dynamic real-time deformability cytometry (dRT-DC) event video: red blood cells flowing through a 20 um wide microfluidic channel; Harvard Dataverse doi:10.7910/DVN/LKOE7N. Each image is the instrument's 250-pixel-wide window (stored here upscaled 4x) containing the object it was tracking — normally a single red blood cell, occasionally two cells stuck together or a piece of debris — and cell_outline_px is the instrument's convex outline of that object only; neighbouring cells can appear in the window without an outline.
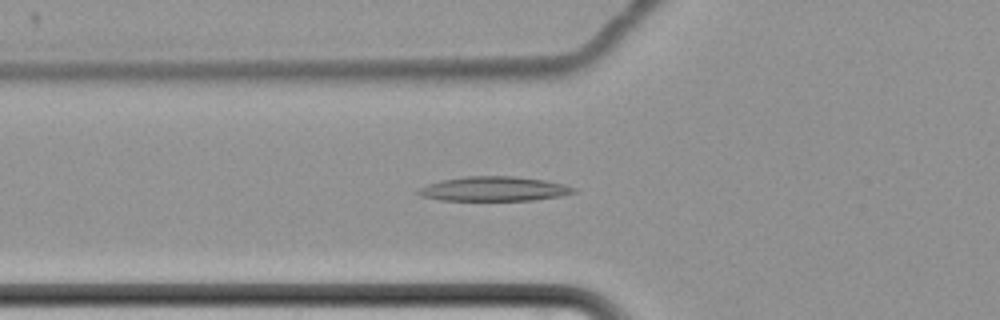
{"species": "common noctule bat (a hibernating species)", "species_latin": "Nyctalus noctula", "temperature_condition": "cold", "stored_images_in_passage": 65, "camera_frame_rate_fps": 3000, "um_per_image_px": 0.085, "animal": {"sex": "female", "body_mass_g": 22.7, "forearm_length_mm": 54.2}, "frame": {"image": 1, "passage_image": 27, "time_ms": 8.667, "image_size_px": [1000, 320], "cell_outline_px": [[576, 192], [560, 196], [536, 200], [440, 200], [420, 196], [416, 192], [416, 188], [428, 184], [444, 180], [464, 176], [516, 176], [544, 180], [564, 184], [576, 188]], "centroid_in_image_um": [41.98, 16.05], "position_along_channel_um": 83.8, "area_um2": 22.25}}
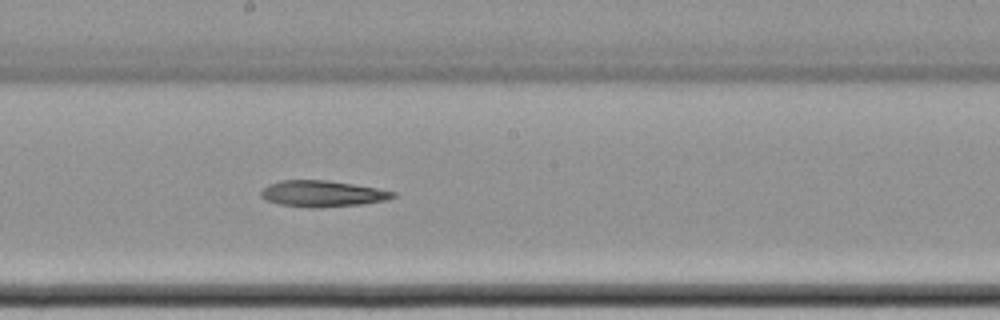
{"frame": {"image": 2, "passage_image": 39, "time_ms": 12.667, "image_size_px": [1000, 320], "cell_outline_px": [[396, 196], [388, 200], [360, 204], [320, 208], [308, 208], [280, 204], [264, 200], [260, 196], [260, 192], [268, 184], [280, 180], [324, 180], [352, 184], [376, 188], [396, 192]], "centroid_in_image_um": [27.37, 16.47], "position_along_channel_um": 220.8, "area_um2": 20.23}}
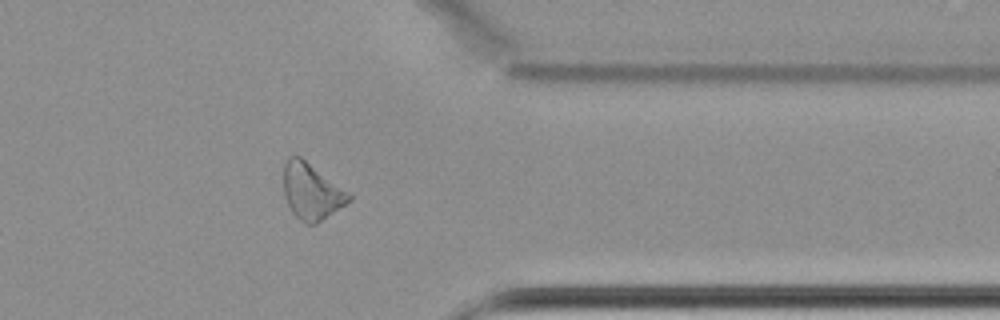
{"frame": {"image": 3, "passage_image": 54, "time_ms": 17.667, "image_size_px": [1000, 320], "cell_outline_px": [[352, 200], [316, 224], [304, 224], [292, 212], [284, 196], [284, 164], [288, 156], [300, 156], [348, 192], [352, 196]], "centroid_in_image_um": [26.46, 16.28], "position_along_channel_um": 384.9, "area_um2": 21.15}}